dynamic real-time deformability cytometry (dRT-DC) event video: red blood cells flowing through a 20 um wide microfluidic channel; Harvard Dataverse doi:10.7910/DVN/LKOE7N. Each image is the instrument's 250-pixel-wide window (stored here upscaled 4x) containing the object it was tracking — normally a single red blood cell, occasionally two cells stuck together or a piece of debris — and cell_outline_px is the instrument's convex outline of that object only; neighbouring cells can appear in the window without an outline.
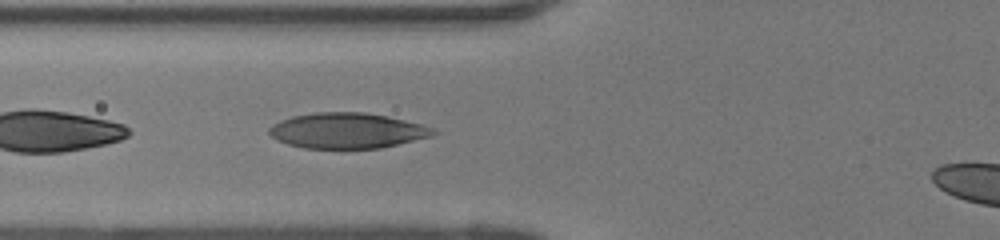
{"species": "human", "species_latin": "Homo sapiens", "temperature_condition": "room temperature", "stored_images_in_passage": 30, "camera_frame_rate_fps": 3000, "um_per_image_px": 0.085, "donor": {"sex": "female"}, "frame": {"image": 1, "passage_image": 3, "time_ms": 0.667, "image_size_px": [1000, 240], "cell_outline_px": [[440, 132], [432, 136], [380, 148], [304, 148], [288, 144], [276, 140], [268, 132], [268, 128], [272, 124], [280, 120], [292, 116], [316, 112], [364, 112], [388, 116], [424, 124]], "centroid_in_image_um": [29.52, 11.09], "position_along_channel_um": 96.3, "area_um2": 34.1}}
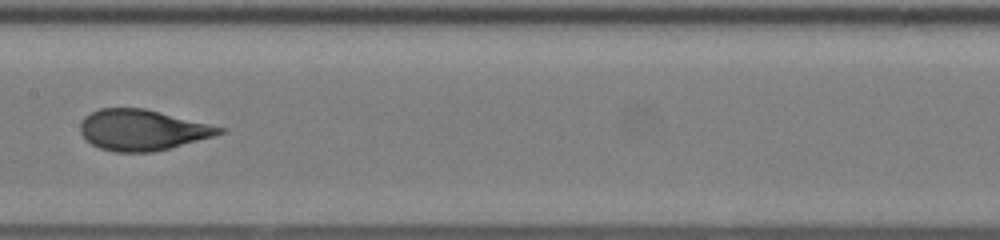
{"frame": {"image": 2, "passage_image": 10, "time_ms": 3.0, "image_size_px": [1000, 240], "cell_outline_px": [[228, 128], [224, 132], [212, 136], [168, 148], [152, 152], [116, 152], [100, 148], [84, 140], [80, 132], [80, 124], [84, 116], [100, 108], [144, 108]], "centroid_in_image_um": [12.06, 11.04], "position_along_channel_um": 195.3, "area_um2": 32.95}}
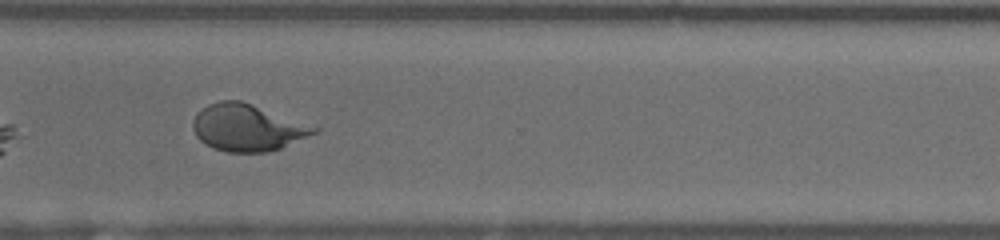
{"frame": {"image": 3, "passage_image": 21, "time_ms": 6.667, "image_size_px": [1000, 240], "cell_outline_px": [[320, 132], [280, 148], [268, 152], [224, 152], [212, 148], [200, 140], [196, 136], [192, 128], [192, 120], [208, 104], [220, 100], [240, 100], [320, 128]], "centroid_in_image_um": [21.03, 10.86], "position_along_channel_um": 349.6, "area_um2": 32.95}}